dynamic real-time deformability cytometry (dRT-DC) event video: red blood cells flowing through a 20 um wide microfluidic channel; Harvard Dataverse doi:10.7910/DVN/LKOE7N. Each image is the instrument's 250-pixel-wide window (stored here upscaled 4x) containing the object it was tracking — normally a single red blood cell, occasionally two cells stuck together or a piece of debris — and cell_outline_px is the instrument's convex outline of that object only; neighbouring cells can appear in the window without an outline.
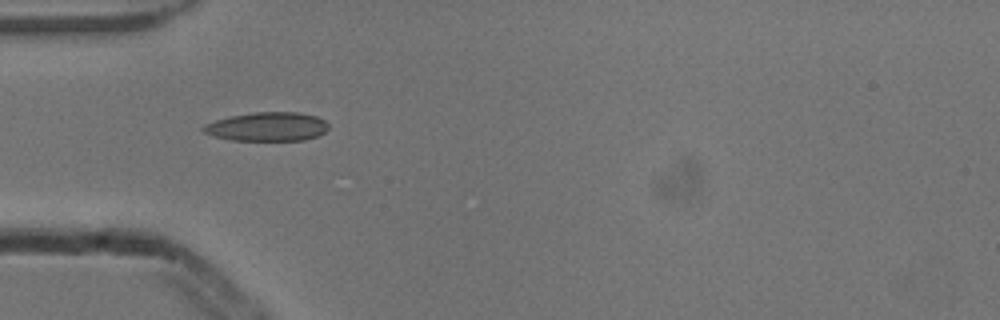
{"species": "common noctule bat (a hibernating species)", "species_latin": "Nyctalus noctula", "temperature_condition": "cold", "stored_images_in_passage": 10, "camera_frame_rate_fps": 3000, "um_per_image_px": 0.085, "animal": {"sex": "male", "body_mass_g": 13.3}, "frame": {"image": 1, "passage_image": 1, "time_ms": 0.0, "image_size_px": [1000, 320], "cell_outline_px": [[328, 128], [320, 136], [304, 140], [232, 140], [212, 136], [204, 132], [200, 128], [204, 124], [228, 116], [252, 112], [300, 112], [316, 116], [324, 120], [328, 124]], "centroid_in_image_um": [22.71, 10.76], "position_along_channel_um": 62.3, "area_um2": 21.27}}